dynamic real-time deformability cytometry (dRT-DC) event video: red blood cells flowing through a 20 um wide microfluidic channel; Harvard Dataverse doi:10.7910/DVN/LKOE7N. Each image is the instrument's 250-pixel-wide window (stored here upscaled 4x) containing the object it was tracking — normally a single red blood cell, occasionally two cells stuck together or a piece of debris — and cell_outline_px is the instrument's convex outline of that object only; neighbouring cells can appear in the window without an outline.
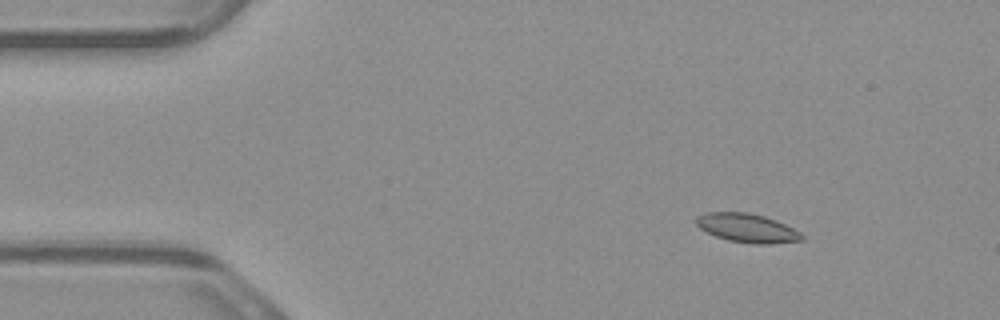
{"species": "common noctule bat (a hibernating species)", "species_latin": "Nyctalus noctula", "temperature_condition": "warm", "stored_images_in_passage": 6, "camera_frame_rate_fps": 3000, "um_per_image_px": 0.085, "animal": {"sex": "male", "body_mass_g": 23.1, "forearm_length_mm": 52.7}, "frame": {"image": 1, "passage_image": 2, "time_ms": 0.333, "image_size_px": [1000, 320], "cell_outline_px": [[804, 240], [768, 244], [756, 244], [728, 240], [716, 236], [700, 228], [696, 224], [696, 216], [704, 212], [748, 212], [764, 216], [776, 220], [800, 232], [804, 236]], "centroid_in_image_um": [63.5, 19.37], "position_along_channel_um": 21.5, "area_um2": 17.69}}
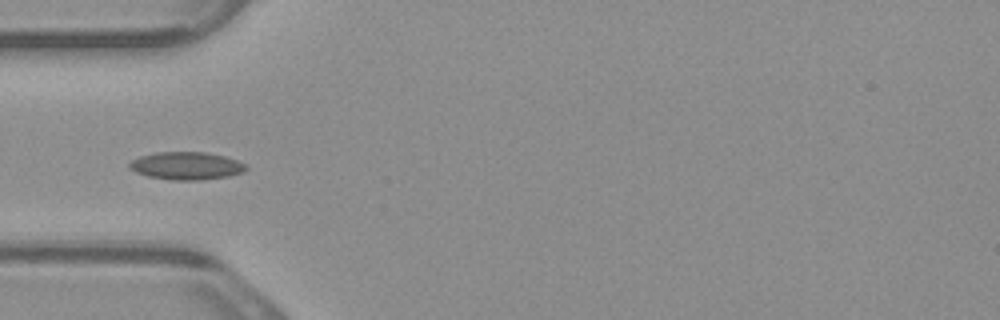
{"frame": {"image": 2, "passage_image": 5, "time_ms": 1.333, "image_size_px": [1000, 320], "cell_outline_px": [[248, 168], [244, 172], [228, 176], [200, 180], [172, 180], [148, 176], [136, 172], [128, 168], [128, 164], [132, 160], [140, 156], [156, 152], [204, 152], [224, 156], [248, 164]], "centroid_in_image_um": [15.85, 14.09], "position_along_channel_um": 69.1, "area_um2": 18.9}}
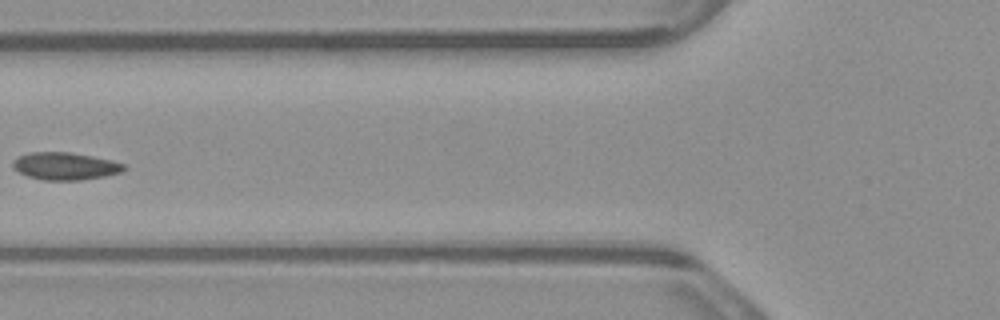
{"frame": {"image": 3, "passage_image": 6, "time_ms": 1.667, "image_size_px": [1000, 320], "cell_outline_px": [[128, 168], [120, 172], [104, 176], [80, 180], [44, 180], [28, 176], [12, 168], [12, 160], [16, 156], [28, 152], [68, 152], [92, 156], [112, 160], [128, 164]], "centroid_in_image_um": [5.54, 14.11], "position_along_channel_um": 120.3, "area_um2": 17.98}}